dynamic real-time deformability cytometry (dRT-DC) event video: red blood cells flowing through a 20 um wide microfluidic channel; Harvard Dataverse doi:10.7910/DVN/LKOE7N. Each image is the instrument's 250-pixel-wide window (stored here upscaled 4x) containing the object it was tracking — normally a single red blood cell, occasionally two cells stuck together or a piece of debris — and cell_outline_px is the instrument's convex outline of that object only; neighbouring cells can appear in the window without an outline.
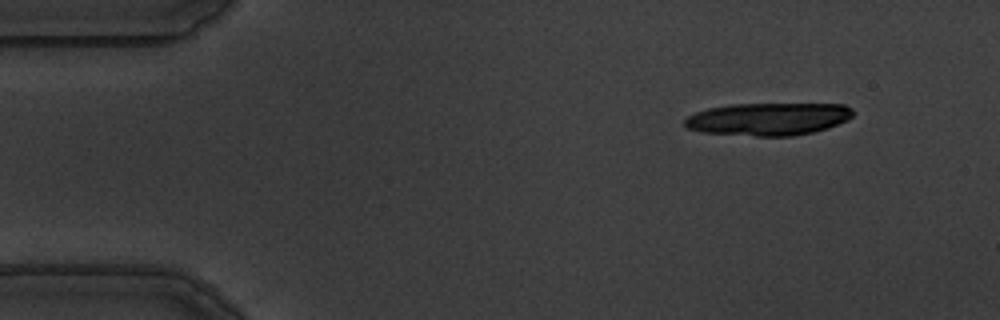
{"species": "common noctule bat (a hibernating species)", "species_latin": "Nyctalus noctula", "temperature_condition": "warm", "stored_images_in_passage": 18, "camera_frame_rate_fps": 3000, "um_per_image_px": 0.085, "animal": {"sex": "male", "body_mass_g": 19.5, "forearm_length_mm": 54.6}, "frame": {"image": 1, "passage_image": 6, "time_ms": 1.667, "image_size_px": [1000, 320], "cell_outline_px": [[856, 112], [848, 120], [828, 128], [812, 132], [792, 136], [756, 136], [704, 132], [688, 128], [684, 124], [684, 120], [688, 116], [696, 112], [708, 108], [732, 104], [844, 104], [852, 108]], "centroid_in_image_um": [65.35, 10.11], "position_along_channel_um": 19.7, "area_um2": 32.02}}